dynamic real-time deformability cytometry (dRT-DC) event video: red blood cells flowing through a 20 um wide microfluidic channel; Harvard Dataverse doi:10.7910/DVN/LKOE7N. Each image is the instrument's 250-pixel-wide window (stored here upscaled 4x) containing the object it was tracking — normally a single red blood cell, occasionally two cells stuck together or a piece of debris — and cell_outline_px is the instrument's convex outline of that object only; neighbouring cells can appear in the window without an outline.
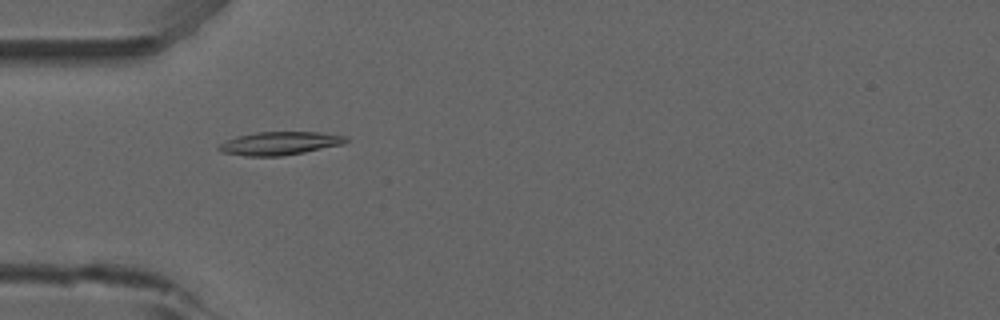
{"species": "common noctule bat (a hibernating species)", "species_latin": "Nyctalus noctula", "temperature_condition": "room temperature", "stored_images_in_passage": 41, "camera_frame_rate_fps": 3000, "um_per_image_px": 0.085, "animal": {"sex": "male", "forearm_length_mm": 52.5}, "frame": {"image": 1, "passage_image": 16, "time_ms": 5.0, "image_size_px": [1000, 320], "cell_outline_px": [[348, 140], [344, 144], [304, 152], [280, 156], [244, 156], [220, 152], [216, 148], [220, 144], [236, 136], [256, 132], [320, 132], [348, 136]], "centroid_in_image_um": [23.77, 12.18], "position_along_channel_um": 61.2, "area_um2": 17.28}}
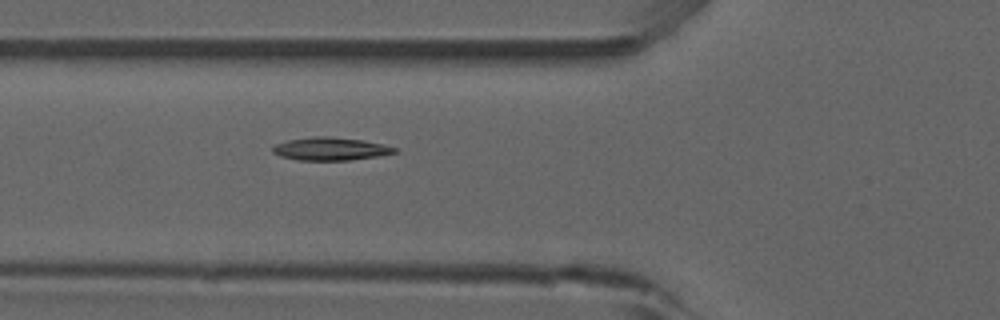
{"frame": {"image": 2, "passage_image": 19, "time_ms": 6.0, "image_size_px": [1000, 320], "cell_outline_px": [[396, 152], [376, 156], [348, 160], [296, 160], [280, 156], [272, 152], [272, 148], [276, 144], [288, 140], [312, 136], [328, 136], [364, 140], [384, 144], [396, 148]], "centroid_in_image_um": [28.06, 12.64], "position_along_channel_um": 97.7, "area_um2": 16.24}}
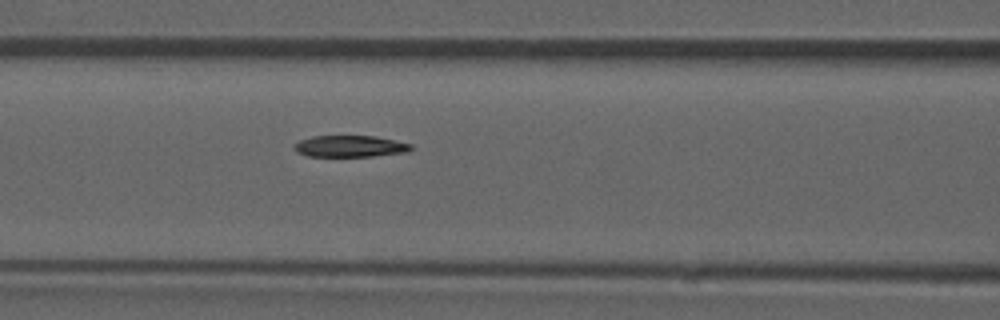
{"frame": {"image": 3, "passage_image": 22, "time_ms": 7.0, "image_size_px": [1000, 320], "cell_outline_px": [[412, 148], [408, 152], [372, 156], [308, 156], [296, 152], [292, 148], [300, 140], [312, 136], [376, 136], [412, 144]], "centroid_in_image_um": [29.75, 12.43], "position_along_channel_um": 136.9, "area_um2": 14.62}}